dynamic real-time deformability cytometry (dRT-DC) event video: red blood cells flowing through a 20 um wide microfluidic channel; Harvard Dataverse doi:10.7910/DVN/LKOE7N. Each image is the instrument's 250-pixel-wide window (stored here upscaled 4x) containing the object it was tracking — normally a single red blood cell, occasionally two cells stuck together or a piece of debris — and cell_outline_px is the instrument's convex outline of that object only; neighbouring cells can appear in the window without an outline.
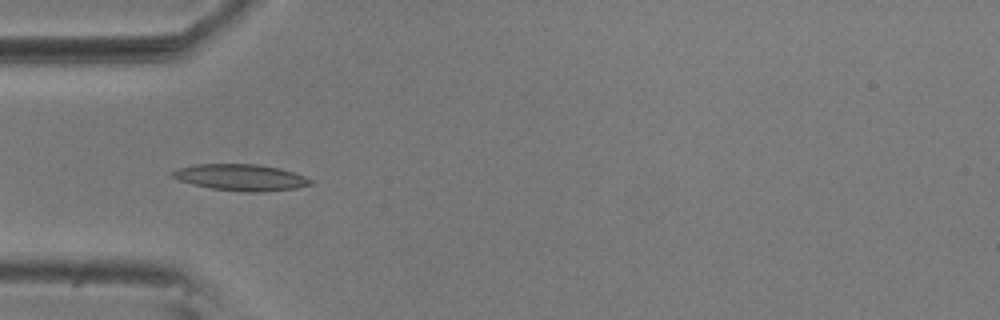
{"species": "common noctule bat (a hibernating species)", "species_latin": "Nyctalus noctula", "temperature_condition": "room temperature", "stored_images_in_passage": 39, "camera_frame_rate_fps": 3000, "um_per_image_px": 0.085, "animal": {"sex": "male", "body_mass_g": 20.5, "forearm_length_mm": 52.5}, "frame": {"image": 1, "passage_image": 1, "time_ms": 0.0, "image_size_px": [1000, 320], "cell_outline_px": [[316, 184], [296, 188], [264, 192], [244, 192], [212, 188], [192, 184], [180, 180], [172, 176], [172, 172], [176, 168], [196, 164], [256, 164], [280, 168], [304, 176], [312, 180]], "centroid_in_image_um": [20.51, 15.08], "position_along_channel_um": 64.5, "area_um2": 21.27}}
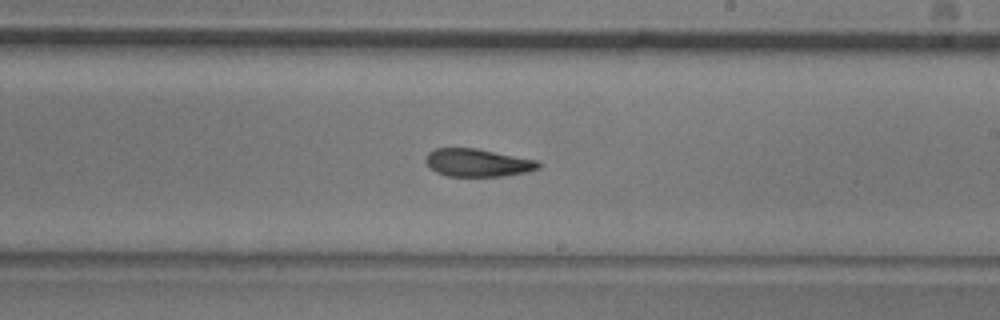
{"frame": {"image": 2, "passage_image": 16, "time_ms": 5.0, "image_size_px": [1000, 320], "cell_outline_px": [[540, 168], [528, 172], [504, 176], [448, 176], [436, 172], [424, 160], [428, 152], [436, 148], [476, 148], [540, 160]], "centroid_in_image_um": [40.65, 13.82], "position_along_channel_um": 248.4, "area_um2": 18.44}}
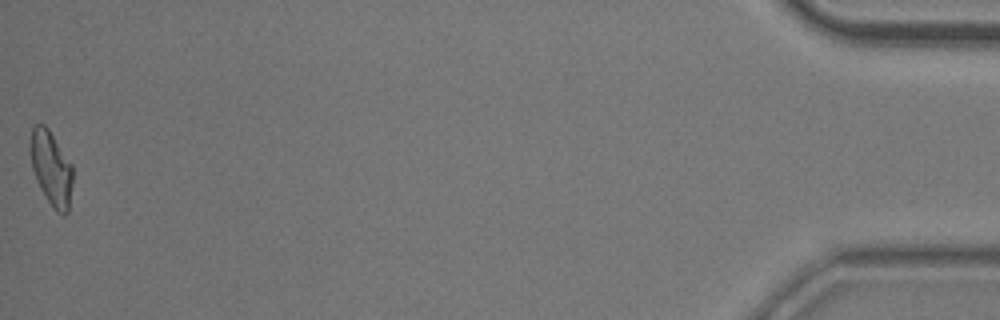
{"frame": {"image": 3, "passage_image": 39, "time_ms": 12.667, "image_size_px": [1000, 320], "cell_outline_px": [[72, 184], [68, 212], [64, 216], [56, 212], [52, 208], [40, 188], [36, 180], [32, 168], [28, 148], [28, 144], [32, 128], [36, 124], [44, 124], [48, 128], [72, 164]], "centroid_in_image_um": [4.33, 14.3], "position_along_channel_um": 430.9, "area_um2": 18.73}, "authors_computed_cell_mechanics": {"area_um2": 18.7272, "velocity_mm_per_s": 3.6769, "shape_relaxation_time_tau1_ms": 7.6349, "shape_relaxation_time_tau2_ms": 5.058, "deformation_change_tau1": 0.1955, "deformation_change_tau2": 0.132}}